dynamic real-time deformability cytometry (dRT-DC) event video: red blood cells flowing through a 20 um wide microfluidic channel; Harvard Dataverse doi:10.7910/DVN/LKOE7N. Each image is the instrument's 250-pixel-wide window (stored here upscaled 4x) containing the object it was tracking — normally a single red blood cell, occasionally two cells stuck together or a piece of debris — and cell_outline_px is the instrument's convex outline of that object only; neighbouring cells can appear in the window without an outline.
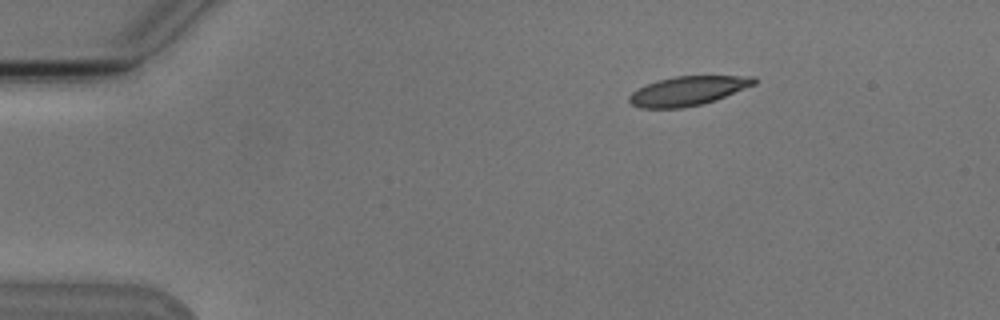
{"species": "Egyptian fruit bat (a non-hibernating species)", "species_latin": "Rousettus aegyptiacus", "temperature_condition": "cold", "stored_images_in_passage": 3, "camera_frame_rate_fps": 3000, "um_per_image_px": 0.085, "animal": {"sex": "male"}, "frame": {"image": 1, "passage_image": 1, "time_ms": 0.0, "image_size_px": [1000, 320], "cell_outline_px": [[756, 84], [716, 100], [704, 104], [680, 108], [640, 108], [632, 104], [628, 100], [628, 96], [632, 92], [648, 84], [660, 80], [676, 76], [756, 76]], "centroid_in_image_um": [58.5, 7.73], "position_along_channel_um": 26.5, "area_um2": 21.15}}